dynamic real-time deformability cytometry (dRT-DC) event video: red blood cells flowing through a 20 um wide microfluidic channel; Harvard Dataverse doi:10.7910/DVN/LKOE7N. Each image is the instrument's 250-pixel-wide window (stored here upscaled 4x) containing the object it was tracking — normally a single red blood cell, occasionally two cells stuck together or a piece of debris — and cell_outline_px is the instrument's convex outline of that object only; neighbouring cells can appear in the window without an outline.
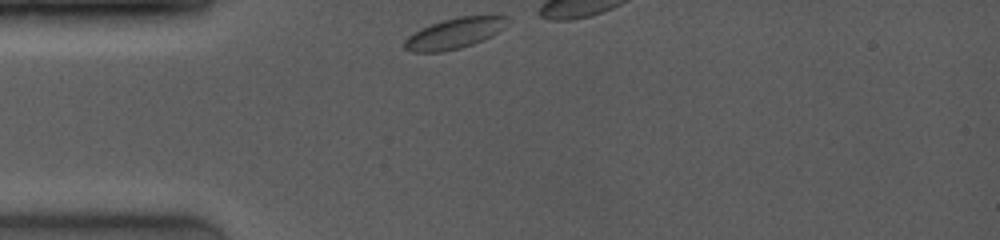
{"species": "common noctule bat (a hibernating species)", "species_latin": "Nyctalus noctula", "temperature_condition": "room temperature", "stored_images_in_passage": 6, "camera_frame_rate_fps": 4000, "um_per_image_px": 0.085, "animal": {"sex": "female", "body_mass_g": 19.0, "forearm_length_mm": 53.3}, "frame": {"image": 1, "passage_image": 1, "time_ms": 0.0, "image_size_px": [1000, 240], "cell_outline_px": [[512, 20], [504, 28], [492, 36], [484, 40], [460, 48], [440, 52], [412, 52], [404, 48], [404, 40], [408, 36], [420, 28], [444, 20], [460, 16], [508, 16]], "centroid_in_image_um": [38.66, 2.83], "position_along_channel_um": 46.3, "area_um2": 18.44}}